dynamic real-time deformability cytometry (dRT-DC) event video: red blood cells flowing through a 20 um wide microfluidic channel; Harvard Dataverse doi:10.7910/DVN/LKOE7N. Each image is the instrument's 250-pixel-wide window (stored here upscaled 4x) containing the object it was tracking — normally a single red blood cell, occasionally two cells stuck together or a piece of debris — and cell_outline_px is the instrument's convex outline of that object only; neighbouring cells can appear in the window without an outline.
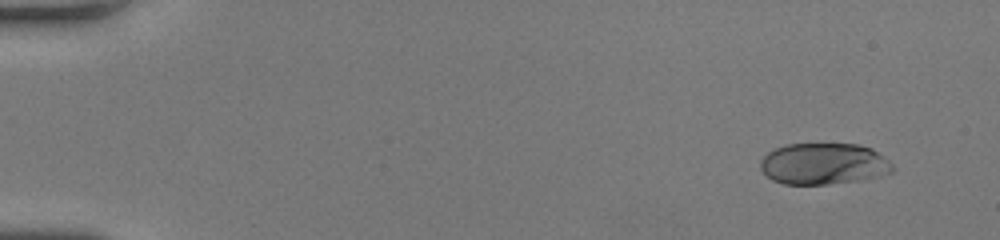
{"species": "human", "species_latin": "Homo sapiens", "temperature_condition": "room temperature", "stored_images_in_passage": 46, "camera_frame_rate_fps": 3000, "um_per_image_px": 0.085, "donor": {"sex": "female"}, "frame": {"image": 1, "passage_image": 1, "time_ms": 0.0, "image_size_px": [1000, 240], "cell_outline_px": [[896, 168], [892, 172], [876, 176], [856, 180], [828, 184], [784, 184], [772, 180], [760, 168], [760, 160], [768, 152], [776, 148], [788, 144], [860, 144], [872, 148], [888, 160]], "centroid_in_image_um": [70.0, 13.91], "position_along_channel_um": 15.0, "area_um2": 31.73}}
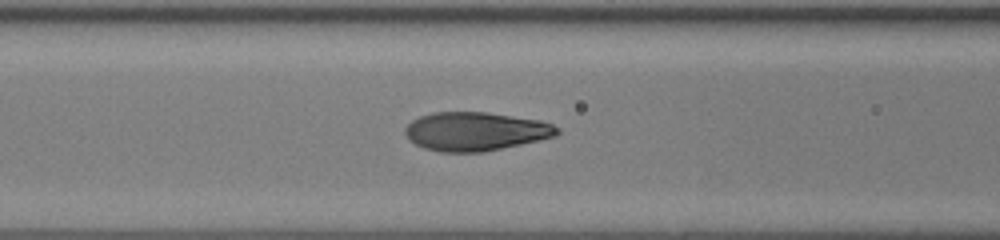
{"frame": {"image": 2, "passage_image": 19, "time_ms": 6.0, "image_size_px": [1000, 240], "cell_outline_px": [[560, 132], [556, 136], [540, 140], [484, 152], [440, 152], [424, 148], [408, 140], [404, 132], [404, 128], [412, 120], [420, 116], [432, 112], [484, 112], [540, 120], [552, 124], [560, 128]], "centroid_in_image_um": [40.41, 11.17], "position_along_channel_um": 126.2, "area_um2": 34.39}}
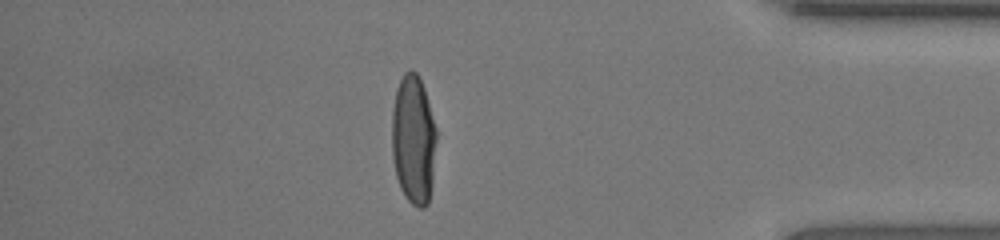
{"frame": {"image": 3, "passage_image": 40, "time_ms": 13.0, "image_size_px": [1000, 240], "cell_outline_px": [[436, 140], [432, 184], [428, 204], [424, 208], [420, 208], [412, 204], [404, 196], [400, 188], [396, 176], [392, 156], [392, 108], [396, 88], [404, 72], [412, 68], [416, 72], [424, 88], [436, 128]], "centroid_in_image_um": [35.13, 11.87], "position_along_channel_um": 400.1, "area_um2": 33.81}, "authors_computed_cell_mechanics": {"area_um2": 34.3043, "velocity_mm_per_s": 4.3528, "shape_relaxation_time_tau1_ms": 4.3575, "shape_relaxation_time_tau2_ms": null, "deformation_change_tau1": 0.2593, "deformation_change_tau2": null}}